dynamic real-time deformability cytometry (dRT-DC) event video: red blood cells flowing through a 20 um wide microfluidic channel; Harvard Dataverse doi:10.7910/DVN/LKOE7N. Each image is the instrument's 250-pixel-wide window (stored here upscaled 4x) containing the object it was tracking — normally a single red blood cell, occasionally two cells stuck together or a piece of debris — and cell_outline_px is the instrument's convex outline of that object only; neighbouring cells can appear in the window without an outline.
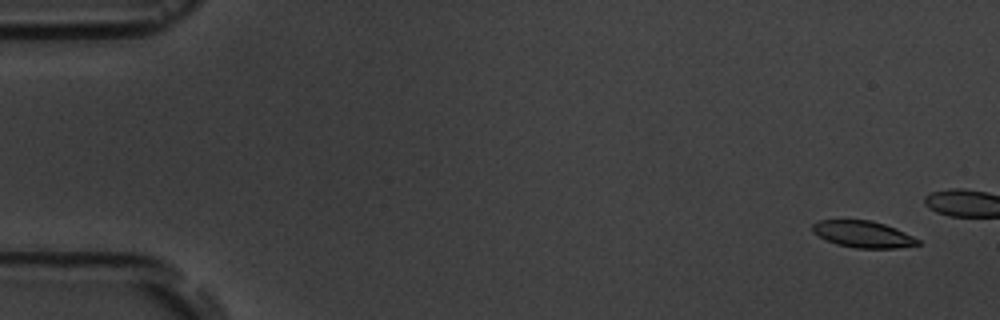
{"species": "common noctule bat (a hibernating species)", "species_latin": "Nyctalus noctula", "temperature_condition": "room temperature", "stored_images_in_passage": 3, "camera_frame_rate_fps": 3000, "um_per_image_px": 0.085, "animal": {"sex": "male", "body_mass_g": 19.5, "forearm_length_mm": 54.6}, "frame": {"image": 1, "passage_image": 1, "time_ms": 0.0, "image_size_px": [1000, 320], "cell_outline_px": [[920, 244], [896, 248], [856, 248], [836, 244], [812, 232], [812, 224], [820, 220], [872, 220], [896, 228], [920, 240]], "centroid_in_image_um": [73.36, 19.9], "position_along_channel_um": 11.6, "area_um2": 16.24}}